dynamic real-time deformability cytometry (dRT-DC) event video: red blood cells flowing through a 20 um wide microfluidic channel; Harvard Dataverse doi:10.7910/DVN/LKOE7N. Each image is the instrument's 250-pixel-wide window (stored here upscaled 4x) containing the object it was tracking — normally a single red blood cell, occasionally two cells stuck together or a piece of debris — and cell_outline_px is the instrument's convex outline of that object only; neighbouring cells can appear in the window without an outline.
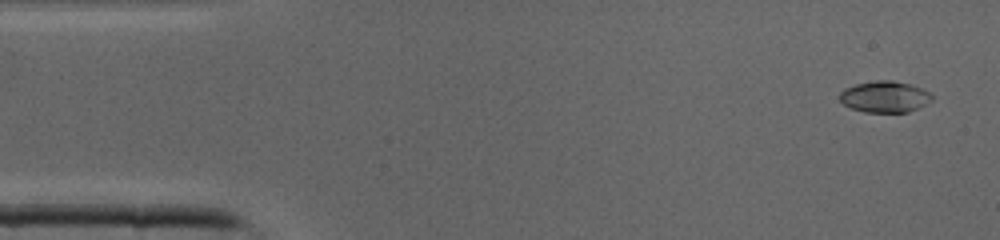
{"species": "common noctule bat (a hibernating species)", "species_latin": "Nyctalus noctula", "temperature_condition": "cold", "stored_images_in_passage": 41, "camera_frame_rate_fps": 3000, "um_per_image_px": 0.085, "animal": {"sex": "male", "body_mass_g": 19.0, "forearm_length_mm": 50.8}, "frame": {"image": 1, "passage_image": 2, "time_ms": 0.333, "image_size_px": [1000, 240], "cell_outline_px": [[932, 100], [908, 112], [864, 112], [852, 108], [844, 104], [840, 100], [840, 92], [844, 88], [856, 84], [876, 80], [892, 80], [908, 84], [920, 88], [928, 92], [932, 96]], "centroid_in_image_um": [75.16, 8.22], "position_along_channel_um": 9.8, "area_um2": 16.59}}
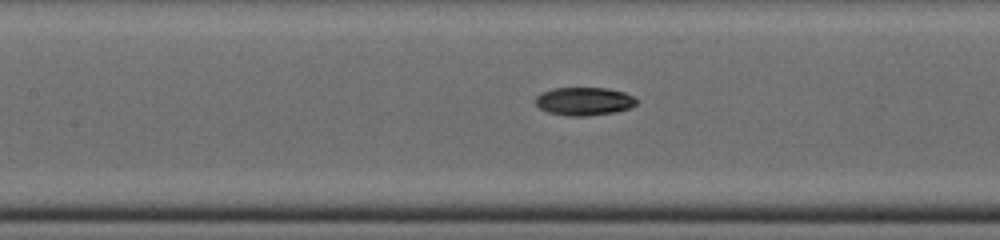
{"frame": {"image": 2, "passage_image": 18, "time_ms": 5.667, "image_size_px": [1000, 240], "cell_outline_px": [[640, 100], [636, 104], [628, 108], [616, 112], [584, 116], [568, 116], [548, 112], [540, 108], [536, 104], [536, 96], [540, 92], [552, 88], [608, 88], [624, 92]], "centroid_in_image_um": [49.65, 8.6], "position_along_channel_um": 157.8, "area_um2": 16.65}}
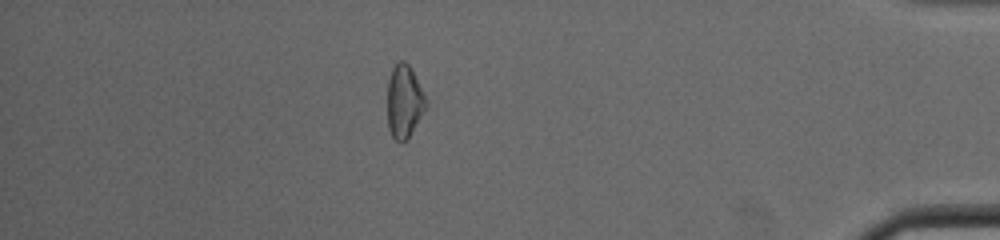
{"frame": {"image": 3, "passage_image": 36, "time_ms": 11.667, "image_size_px": [1000, 240], "cell_outline_px": [[428, 108], [408, 136], [400, 144], [392, 136], [388, 128], [388, 80], [392, 68], [400, 60], [404, 60], [412, 68], [428, 104]], "centroid_in_image_um": [34.37, 8.61], "position_along_channel_um": 400.8, "area_um2": 16.42}}